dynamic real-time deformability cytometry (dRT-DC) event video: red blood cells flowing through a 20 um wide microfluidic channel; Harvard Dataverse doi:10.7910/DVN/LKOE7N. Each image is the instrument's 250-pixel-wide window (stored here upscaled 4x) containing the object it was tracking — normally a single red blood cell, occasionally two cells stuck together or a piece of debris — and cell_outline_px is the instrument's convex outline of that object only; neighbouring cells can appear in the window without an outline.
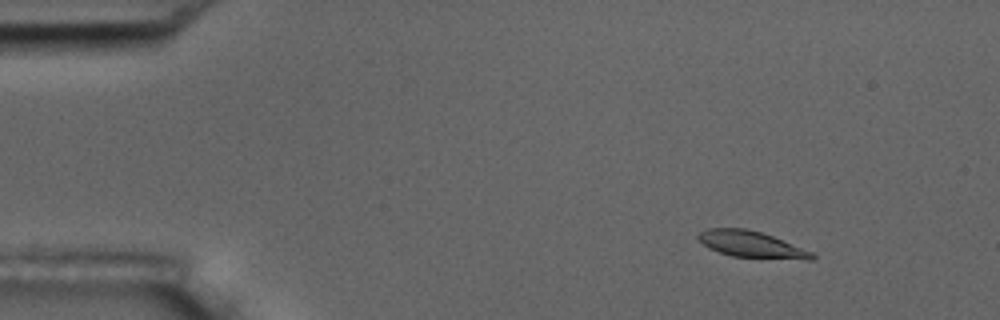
{"species": "common noctule bat (a hibernating species)", "species_latin": "Nyctalus noctula", "temperature_condition": "room temperature", "stored_images_in_passage": 6, "segment_of_instrument_passage": [1, 2], "camera_frame_rate_fps": 3000, "um_per_image_px": 0.085, "animal": {"sex": "male", "body_mass_g": 17.5, "forearm_length_mm": 52.3}, "frame": {"image": 1, "passage_image": 3, "time_ms": 0.667, "image_size_px": [1000, 320], "cell_outline_px": [[816, 256], [812, 260], [808, 260], [732, 256], [708, 248], [696, 236], [700, 232], [708, 228], [744, 228], [760, 232], [772, 236], [812, 252]], "centroid_in_image_um": [63.86, 20.77], "position_along_channel_um": 21.1, "area_um2": 17.22}}